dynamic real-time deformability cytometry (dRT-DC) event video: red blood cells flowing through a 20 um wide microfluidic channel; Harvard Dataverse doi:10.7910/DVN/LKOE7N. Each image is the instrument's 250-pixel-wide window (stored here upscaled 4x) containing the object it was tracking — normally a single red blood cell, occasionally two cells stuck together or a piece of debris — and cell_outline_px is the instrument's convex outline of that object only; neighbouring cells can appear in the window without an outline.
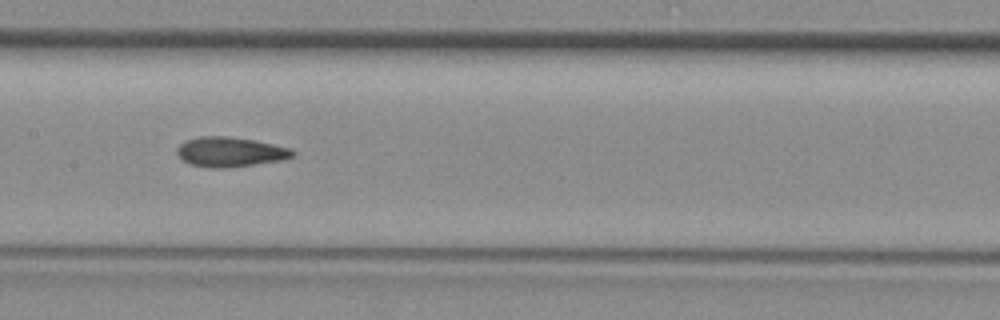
{"species": "common noctule bat (a hibernating species)", "species_latin": "Nyctalus noctula", "temperature_condition": "room temperature", "stored_images_in_passage": 8, "camera_frame_rate_fps": 3000, "um_per_image_px": 0.085, "animal": {"sex": "female", "body_mass_g": 29.2, "forearm_length_mm": 56.3}, "frame": {"image": 1, "passage_image": 7, "time_ms": 2.0, "image_size_px": [1000, 320], "cell_outline_px": [[296, 152], [292, 156], [280, 160], [252, 164], [220, 168], [208, 168], [188, 164], [176, 152], [176, 148], [180, 144], [188, 140], [200, 136], [228, 136], [256, 140], [292, 148]], "centroid_in_image_um": [19.55, 12.9], "position_along_channel_um": 187.8, "area_um2": 19.94}}
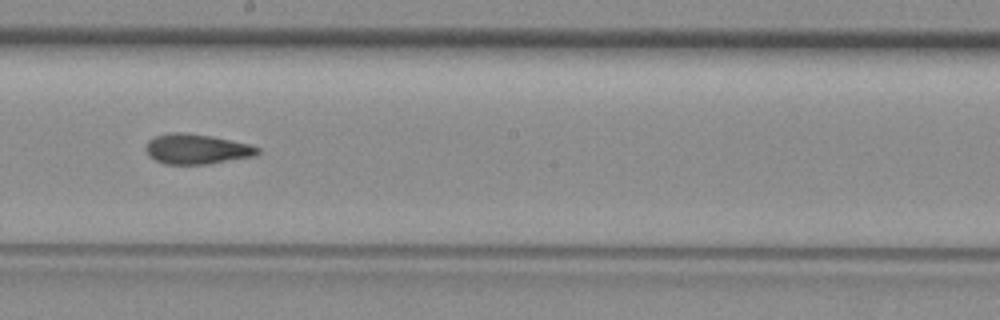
{"frame": {"image": 2, "passage_image": 8, "time_ms": 2.333, "image_size_px": [1000, 320], "cell_outline_px": [[260, 152], [256, 156], [208, 164], [168, 164], [156, 160], [148, 156], [144, 148], [148, 140], [156, 136], [168, 132], [184, 132], [212, 136], [248, 144], [260, 148]], "centroid_in_image_um": [16.7, 12.66], "position_along_channel_um": 231.5, "area_um2": 19.71}}